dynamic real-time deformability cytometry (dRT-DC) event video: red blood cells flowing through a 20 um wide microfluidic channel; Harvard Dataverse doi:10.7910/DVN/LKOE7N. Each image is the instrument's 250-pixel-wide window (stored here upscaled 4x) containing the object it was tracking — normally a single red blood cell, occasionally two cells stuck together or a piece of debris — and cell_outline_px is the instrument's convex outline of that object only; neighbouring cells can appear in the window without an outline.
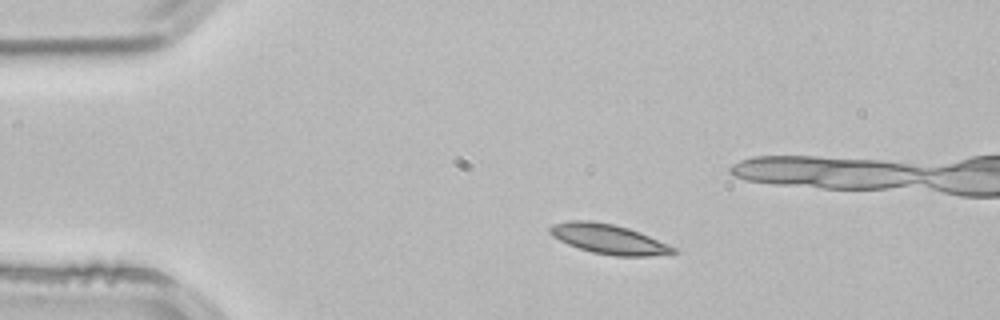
{"species": "common noctule bat (a hibernating species)", "species_latin": "Nyctalus noctula", "temperature_condition": "room temperature", "stored_images_in_passage": 3, "camera_frame_rate_fps": 3000, "um_per_image_px": 0.085, "animal": {"sex": "male", "body_mass_g": 21.5, "forearm_length_mm": 52.0}, "frame": {"image": 1, "passage_image": 1, "time_ms": 0.0, "image_size_px": [1000, 320], "cell_outline_px": [[680, 252], [648, 256], [616, 256], [592, 252], [568, 244], [552, 236], [548, 232], [548, 228], [552, 224], [568, 220], [588, 220], [612, 224], [628, 228], [640, 232], [668, 244], [676, 248]], "centroid_in_image_um": [51.72, 20.31], "position_along_channel_um": 33.3, "area_um2": 21.33}}